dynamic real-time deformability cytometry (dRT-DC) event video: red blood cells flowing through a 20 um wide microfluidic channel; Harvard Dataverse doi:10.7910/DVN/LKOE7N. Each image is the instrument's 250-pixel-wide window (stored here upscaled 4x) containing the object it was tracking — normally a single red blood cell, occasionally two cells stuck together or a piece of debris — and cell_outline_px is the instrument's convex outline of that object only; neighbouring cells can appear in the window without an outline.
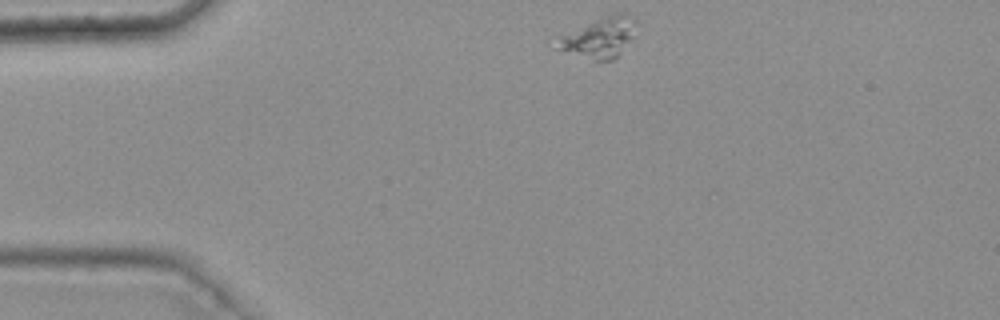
{"species": "common noctule bat (a hibernating species)", "species_latin": "Nyctalus noctula", "temperature_condition": "warm", "stored_images_in_passage": 14, "camera_frame_rate_fps": 3000, "um_per_image_px": 0.085, "animal": {"sex": "female", "body_mass_g": 25.1}, "frame": {"image": 1, "passage_image": 1, "time_ms": 0.0, "image_size_px": [1000, 320], "cell_outline_px": [[636, 20], [632, 36], [620, 52], [612, 60], [596, 60], [560, 48], [560, 36], [612, 12], [628, 12]], "centroid_in_image_um": [51.06, 3.12], "position_along_channel_um": 33.9, "area_um2": 17.51}}
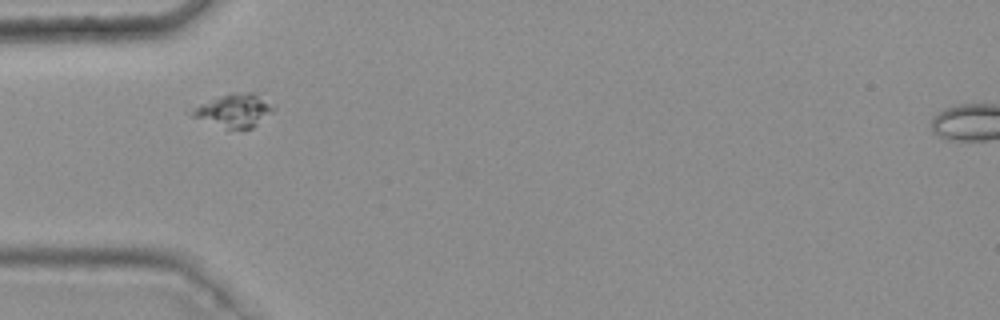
{"frame": {"image": 2, "passage_image": 7, "time_ms": 2.0, "image_size_px": [1000, 320], "cell_outline_px": [[276, 108], [252, 128], [228, 128], [192, 116], [184, 112], [200, 104], [232, 92], [256, 92]], "centroid_in_image_um": [19.89, 9.36], "position_along_channel_um": 65.1, "area_um2": 15.43}}
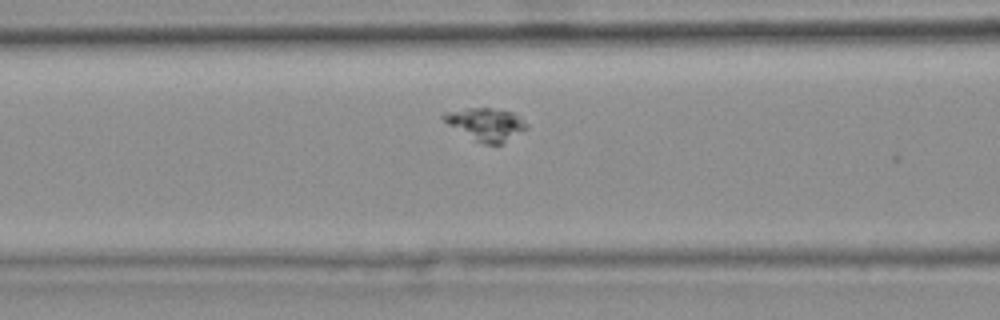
{"frame": {"image": 3, "passage_image": 12, "time_ms": 3.667, "image_size_px": [1000, 320], "cell_outline_px": [[528, 128], [500, 144], [484, 144], [476, 140], [448, 124], [440, 116], [444, 112], [468, 108], [492, 108], [512, 112], [528, 124]], "centroid_in_image_um": [41.31, 10.54], "position_along_channel_um": 125.3, "area_um2": 15.37}}